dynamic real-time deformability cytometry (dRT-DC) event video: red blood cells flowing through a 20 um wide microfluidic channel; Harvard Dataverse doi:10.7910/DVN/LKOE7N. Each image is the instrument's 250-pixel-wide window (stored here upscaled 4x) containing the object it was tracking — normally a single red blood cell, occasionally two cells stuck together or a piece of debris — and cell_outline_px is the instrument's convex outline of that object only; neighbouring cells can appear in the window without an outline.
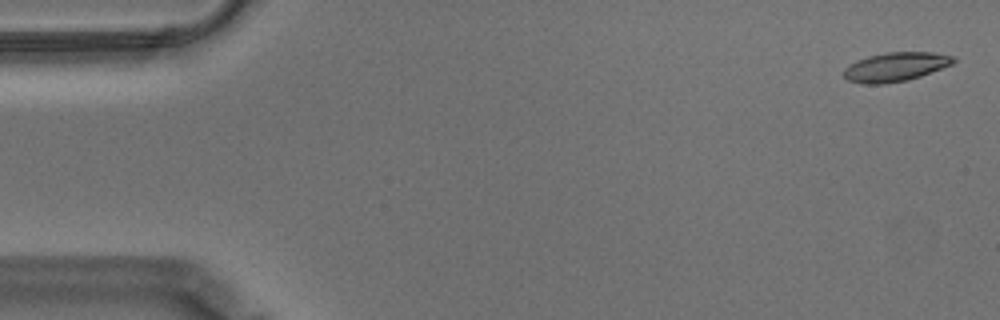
{"species": "Egyptian fruit bat (a non-hibernating species)", "species_latin": "Rousettus aegyptiacus", "temperature_condition": "warm", "stored_images_in_passage": 57, "camera_frame_rate_fps": 3000, "um_per_image_px": 0.085, "animal": {"sex": "male"}, "frame": {"image": 1, "passage_image": 2, "time_ms": 0.333, "image_size_px": [1000, 320], "cell_outline_px": [[956, 60], [952, 64], [920, 76], [908, 80], [884, 84], [860, 84], [848, 80], [844, 76], [844, 68], [856, 60], [868, 56], [884, 52], [932, 52], [952, 56]], "centroid_in_image_um": [76.08, 5.69], "position_along_channel_um": 8.9, "area_um2": 18.55}}
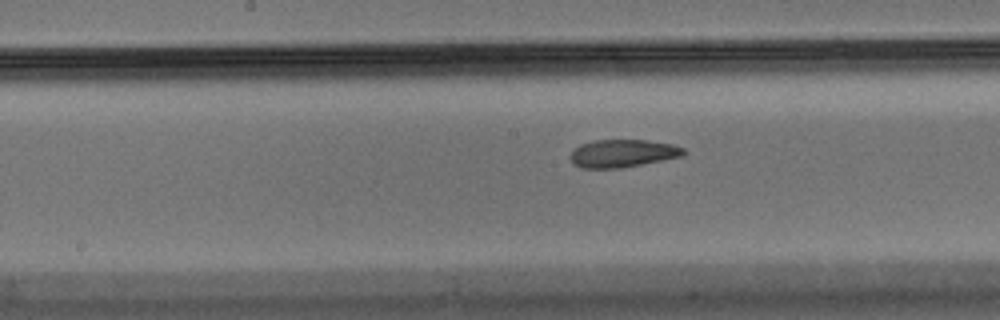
{"frame": {"image": 2, "passage_image": 29, "time_ms": 9.333, "image_size_px": [1000, 320], "cell_outline_px": [[684, 152], [680, 156], [620, 168], [580, 168], [572, 160], [572, 152], [580, 144], [592, 140], [648, 140], [672, 144], [684, 148]], "centroid_in_image_um": [52.91, 13.02], "position_along_channel_um": 195.3, "area_um2": 17.92}}
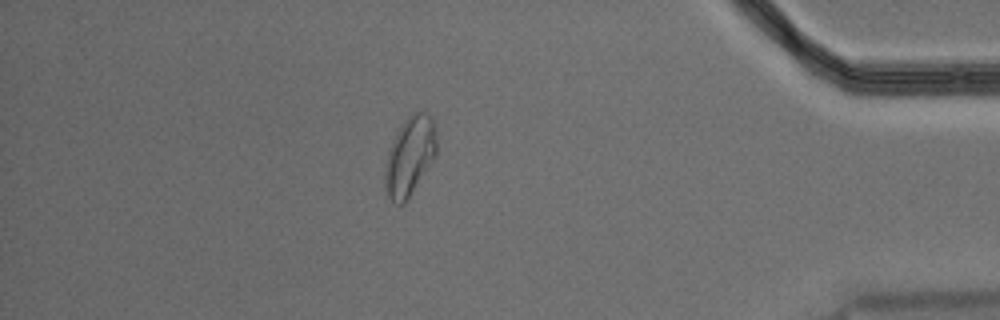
{"frame": {"image": 3, "passage_image": 50, "time_ms": 16.333, "image_size_px": [1000, 320], "cell_outline_px": [[436, 152], [432, 160], [404, 204], [396, 204], [388, 196], [384, 184], [384, 176], [388, 152], [392, 140], [404, 120], [412, 112], [424, 112], [432, 116], [436, 140]], "centroid_in_image_um": [34.81, 13.25], "position_along_channel_um": 400.4, "area_um2": 23.24}, "authors_computed_cell_mechanics": {"area_um2": 19.0162, "velocity_mm_per_s": 3.5077, "shape_relaxation_time_tau1_ms": 6.907, "shape_relaxation_time_tau2_ms": 2.7902, "deformation_change_tau1": 0.1616, "deformation_change_tau2": 0.0878}}